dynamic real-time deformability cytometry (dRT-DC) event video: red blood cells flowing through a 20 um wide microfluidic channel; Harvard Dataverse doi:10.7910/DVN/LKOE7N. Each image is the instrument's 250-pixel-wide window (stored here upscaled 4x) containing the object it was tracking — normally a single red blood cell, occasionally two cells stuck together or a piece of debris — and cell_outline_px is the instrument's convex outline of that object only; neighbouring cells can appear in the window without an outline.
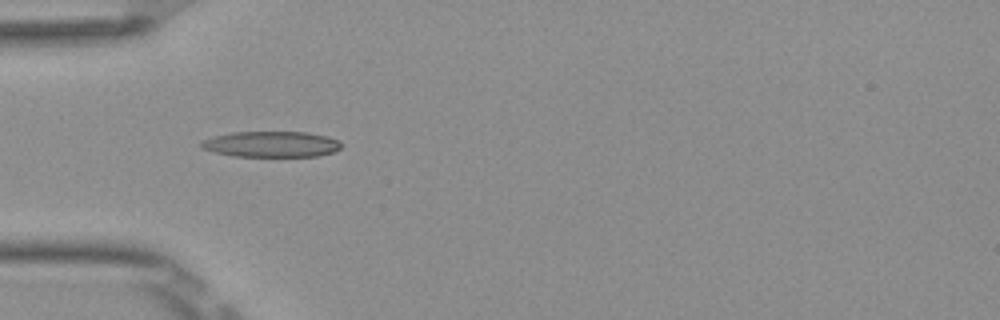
{"species": "Egyptian fruit bat (a non-hibernating species)", "species_latin": "Rousettus aegyptiacus", "temperature_condition": "room temperature", "stored_images_in_passage": 37, "camera_frame_rate_fps": 3000, "um_per_image_px": 0.085, "frame": {"image": 1, "passage_image": 1, "time_ms": 0.0, "image_size_px": [1000, 320], "cell_outline_px": [[340, 148], [332, 152], [320, 156], [232, 156], [200, 148], [200, 140], [232, 132], [308, 132], [328, 136], [340, 140]], "centroid_in_image_um": [23.06, 12.25], "position_along_channel_um": 61.9, "area_um2": 21.1}}
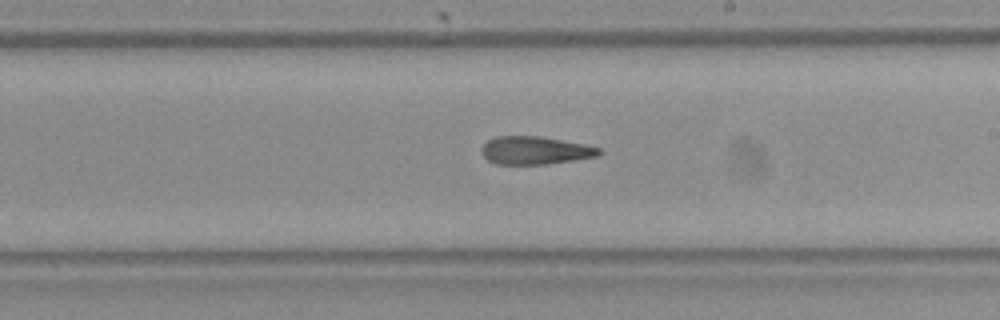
{"frame": {"image": 2, "passage_image": 15, "time_ms": 4.667, "image_size_px": [1000, 320], "cell_outline_px": [[604, 152], [596, 156], [572, 160], [544, 164], [496, 164], [488, 160], [480, 152], [480, 148], [488, 140], [496, 136], [540, 136], [584, 144], [600, 148]], "centroid_in_image_um": [45.45, 12.78], "position_along_channel_um": 243.5, "area_um2": 19.07}}
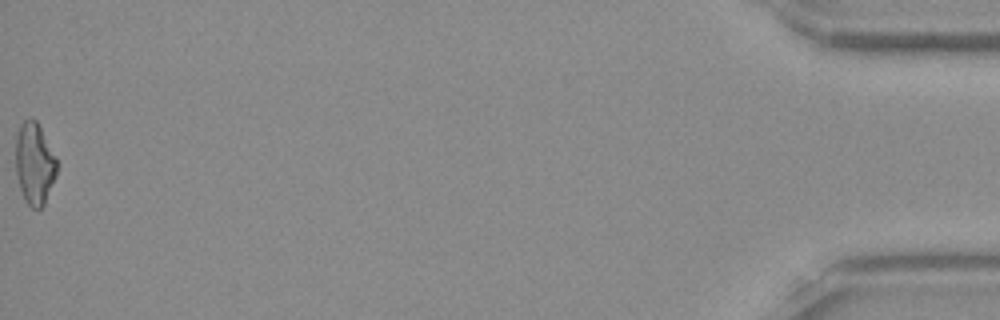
{"frame": {"image": 3, "passage_image": 37, "time_ms": 12.0, "image_size_px": [1000, 320], "cell_outline_px": [[56, 176], [44, 204], [40, 208], [32, 208], [24, 200], [20, 188], [16, 172], [16, 136], [20, 124], [24, 120], [32, 116], [36, 120], [56, 156]], "centroid_in_image_um": [2.92, 13.88], "position_along_channel_um": 432.3, "area_um2": 19.59}, "authors_computed_cell_mechanics": {"area_um2": 19.7676, "velocity_mm_per_s": 3.917, "shape_relaxation_time_tau1_ms": null, "shape_relaxation_time_tau2_ms": 11.0866, "deformation_change_tau1": null, "deformation_change_tau2": 0.2874}}